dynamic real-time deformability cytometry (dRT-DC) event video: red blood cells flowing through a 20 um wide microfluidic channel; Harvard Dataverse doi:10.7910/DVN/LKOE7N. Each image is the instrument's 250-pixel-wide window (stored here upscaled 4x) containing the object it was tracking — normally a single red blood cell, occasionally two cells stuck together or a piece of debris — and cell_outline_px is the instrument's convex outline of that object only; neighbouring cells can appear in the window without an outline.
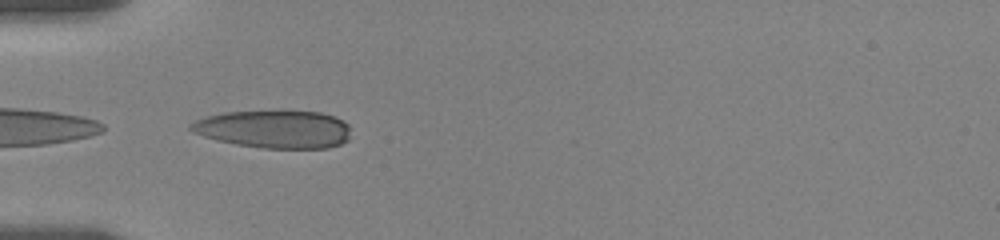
{"species": "human", "species_latin": "Homo sapiens", "temperature_condition": "room temperature", "stored_images_in_passage": 40, "camera_frame_rate_fps": 3000, "um_per_image_px": 0.085, "donor": {"sex": "female"}, "frame": {"image": 1, "passage_image": 1, "time_ms": 0.0, "image_size_px": [1000, 240], "cell_outline_px": [[348, 140], [340, 144], [328, 148], [260, 148], [236, 144], [216, 140], [192, 132], [188, 128], [188, 124], [196, 120], [208, 116], [224, 112], [320, 112], [336, 116], [344, 120], [348, 124]], "centroid_in_image_um": [23.3, 10.99], "position_along_channel_um": 61.7, "area_um2": 35.08}}
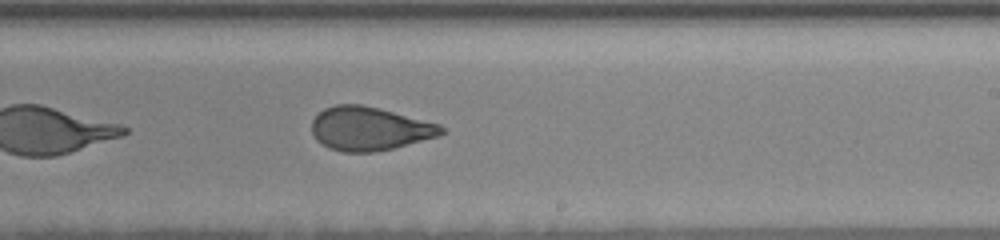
{"frame": {"image": 2, "passage_image": 18, "time_ms": 5.667, "image_size_px": [1000, 240], "cell_outline_px": [[444, 132], [440, 136], [376, 152], [340, 152], [328, 148], [316, 140], [312, 132], [312, 120], [324, 108], [336, 104], [360, 104], [380, 108], [440, 124], [444, 128]], "centroid_in_image_um": [31.4, 10.94], "position_along_channel_um": 257.6, "area_um2": 33.06}}
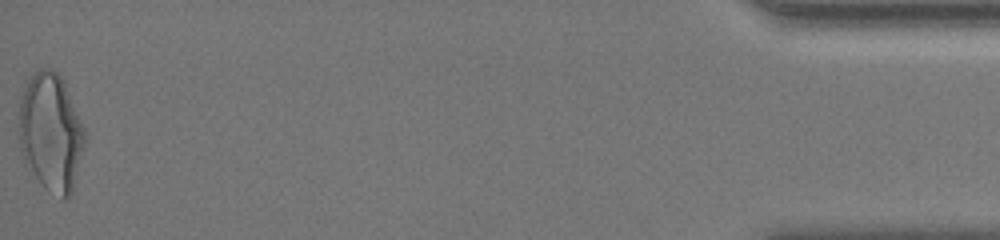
{"frame": {"image": 3, "passage_image": 40, "time_ms": 13.0, "image_size_px": [1000, 240], "cell_outline_px": [[84, 144], [72, 192], [64, 200], [44, 188], [40, 184], [24, 156], [20, 148], [20, 100], [24, 88], [32, 72], [40, 68], [48, 68], [56, 72], [60, 76], [64, 84], [84, 128]], "centroid_in_image_um": [4.32, 11.24], "position_along_channel_um": 430.9, "area_um2": 44.22}, "authors_computed_cell_mechanics": {"area_um2": 34.1309, "velocity_mm_per_s": 3.5342, "shape_relaxation_time_tau1_ms": 5.5853, "shape_relaxation_time_tau2_ms": 1.2821, "deformation_change_tau1": 0.1811, "deformation_change_tau2": 0.0781}}